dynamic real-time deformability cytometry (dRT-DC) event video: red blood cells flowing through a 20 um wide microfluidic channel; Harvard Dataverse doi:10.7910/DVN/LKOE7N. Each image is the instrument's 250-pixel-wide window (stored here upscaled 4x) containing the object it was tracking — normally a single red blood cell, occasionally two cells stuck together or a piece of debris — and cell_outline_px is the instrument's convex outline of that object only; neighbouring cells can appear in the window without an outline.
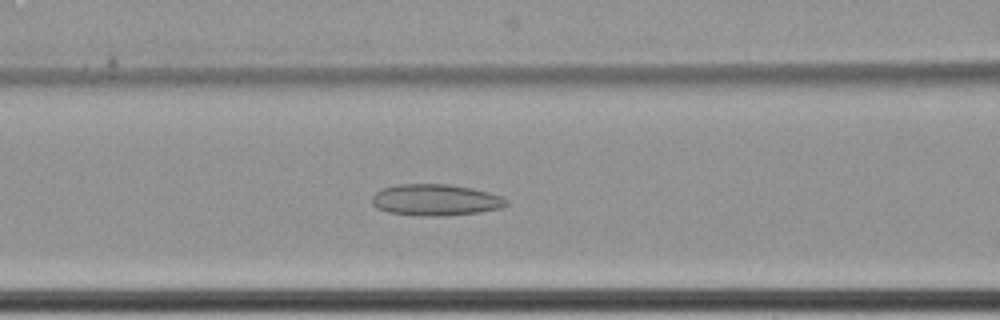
{"species": "common noctule bat (a hibernating species)", "species_latin": "Nyctalus noctula", "temperature_condition": "cold", "stored_images_in_passage": 54, "camera_frame_rate_fps": 3000, "um_per_image_px": 0.085, "animal": {"sex": "female", "body_mass_g": 22.7, "forearm_length_mm": 54.2}, "frame": {"image": 1, "passage_image": 20, "time_ms": 6.333, "image_size_px": [1000, 320], "cell_outline_px": [[508, 204], [500, 208], [480, 212], [448, 216], [424, 216], [388, 212], [376, 208], [372, 204], [372, 196], [380, 188], [396, 184], [448, 184], [472, 188], [488, 192], [500, 196], [508, 200]], "centroid_in_image_um": [37.0, 16.99], "position_along_channel_um": 129.6, "area_um2": 24.8}}
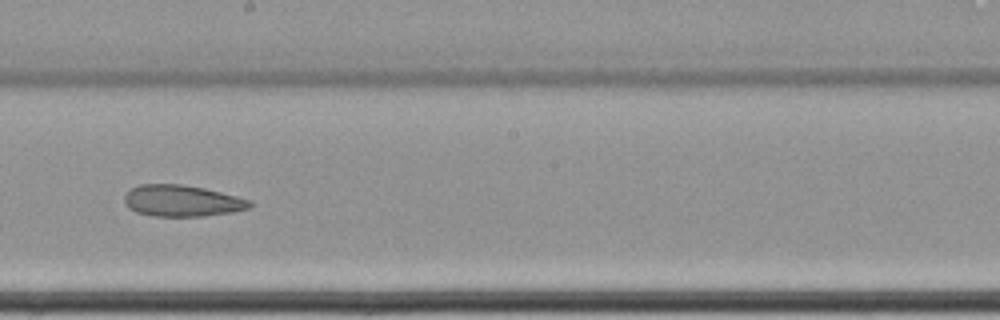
{"frame": {"image": 2, "passage_image": 29, "time_ms": 9.333, "image_size_px": [1000, 320], "cell_outline_px": [[256, 204], [248, 208], [232, 212], [204, 216], [152, 216], [136, 212], [128, 208], [124, 200], [124, 196], [132, 188], [140, 184], [184, 184], [204, 188], [252, 200]], "centroid_in_image_um": [15.49, 17.07], "position_along_channel_um": 232.7, "area_um2": 23.06}}
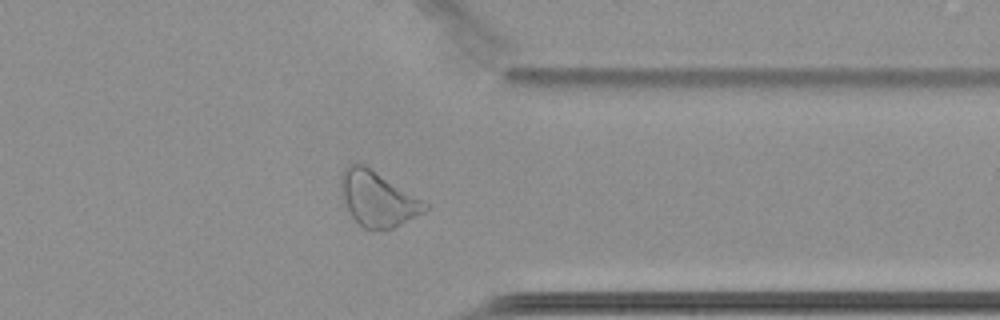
{"frame": {"image": 3, "passage_image": 42, "time_ms": 13.667, "image_size_px": [1000, 320], "cell_outline_px": [[428, 208], [424, 212], [392, 228], [364, 228], [352, 216], [344, 200], [340, 184], [340, 176], [344, 168], [348, 164], [364, 164], [428, 204]], "centroid_in_image_um": [32.08, 16.87], "position_along_channel_um": 379.3, "area_um2": 26.07}, "authors_computed_cell_mechanics": {"area_um2": 26.9059, "velocity_mm_per_s": 3.4436, "shape_relaxation_time_tau1_ms": null, "shape_relaxation_time_tau2_ms": 5.2192, "deformation_change_tau1": null, "deformation_change_tau2": 0.1272}}